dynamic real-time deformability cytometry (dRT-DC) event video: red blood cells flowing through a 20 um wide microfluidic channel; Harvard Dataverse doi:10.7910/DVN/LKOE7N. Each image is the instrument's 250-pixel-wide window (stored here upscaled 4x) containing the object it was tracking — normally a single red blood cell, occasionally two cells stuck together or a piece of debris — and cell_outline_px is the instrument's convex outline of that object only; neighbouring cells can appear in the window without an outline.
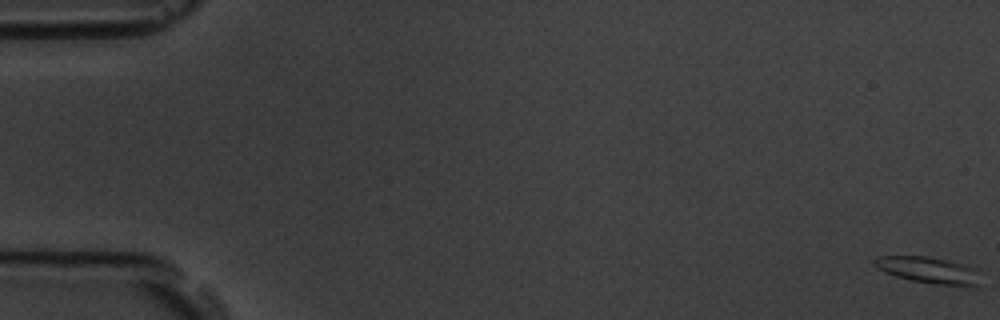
{"species": "common noctule bat (a hibernating species)", "species_latin": "Nyctalus noctula", "temperature_condition": "room temperature", "stored_images_in_passage": 7, "camera_frame_rate_fps": 3000, "um_per_image_px": 0.085, "animal": {"sex": "male", "body_mass_g": 19.5, "forearm_length_mm": 54.6}, "frame": {"image": 1, "passage_image": 1, "time_ms": 0.0, "image_size_px": [1000, 320], "cell_outline_px": [[980, 284], [936, 284], [912, 280], [896, 276], [884, 272], [876, 268], [872, 264], [872, 260], [876, 256], [928, 256], [964, 264], [976, 268]], "centroid_in_image_um": [78.82, 22.92], "position_along_channel_um": 6.2, "area_um2": 16.07}}
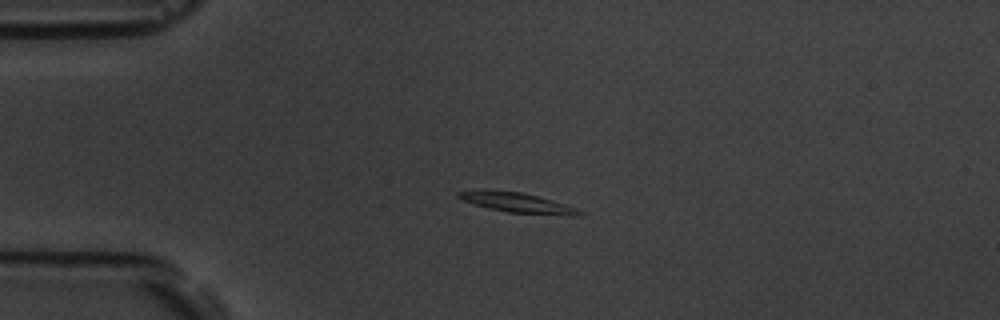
{"frame": {"image": 2, "passage_image": 5, "time_ms": 4.667, "image_size_px": [1000, 320], "cell_outline_px": [[588, 212], [580, 216], [568, 216], [508, 212], [488, 208], [464, 200], [456, 196], [456, 192], [476, 188], [484, 188], [524, 192], [552, 200]], "centroid_in_image_um": [43.98, 17.2], "position_along_channel_um": 41.0, "area_um2": 14.57}}
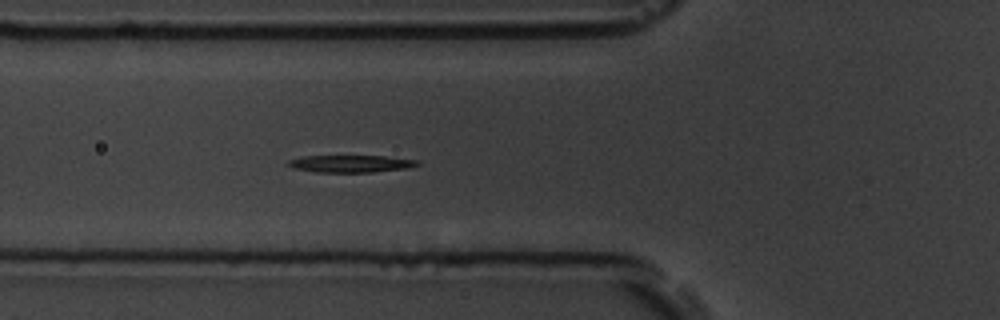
{"frame": {"image": 3, "passage_image": 7, "time_ms": 7.0, "image_size_px": [1000, 320], "cell_outline_px": [[420, 164], [408, 168], [372, 172], [316, 172], [292, 168], [284, 164], [288, 160], [304, 156], [384, 156], [420, 160]], "centroid_in_image_um": [29.8, 13.91], "position_along_channel_um": 96.0, "area_um2": 13.06}}